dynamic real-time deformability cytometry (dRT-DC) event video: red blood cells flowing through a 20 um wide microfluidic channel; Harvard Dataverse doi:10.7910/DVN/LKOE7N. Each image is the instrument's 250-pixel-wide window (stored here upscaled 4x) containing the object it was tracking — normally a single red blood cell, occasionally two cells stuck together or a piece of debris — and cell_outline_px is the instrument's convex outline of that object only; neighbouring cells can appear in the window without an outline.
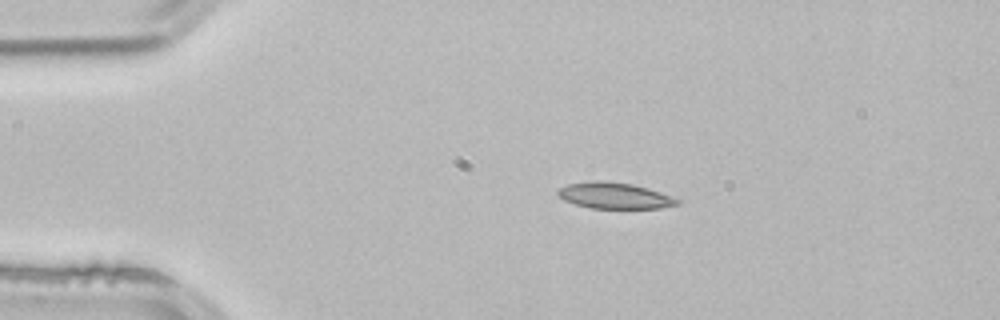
{"species": "common noctule bat (a hibernating species)", "species_latin": "Nyctalus noctula", "temperature_condition": "room temperature", "stored_images_in_passage": 2, "camera_frame_rate_fps": 3000, "um_per_image_px": 0.085, "animal": {"sex": "male", "body_mass_g": 21.5, "forearm_length_mm": 52.0}, "frame": {"image": 1, "passage_image": 1, "time_ms": 0.0, "image_size_px": [1000, 320], "cell_outline_px": [[684, 200], [680, 204], [660, 208], [592, 208], [576, 204], [564, 200], [556, 192], [560, 188], [568, 184], [592, 180], [600, 180], [632, 184], [648, 188]], "centroid_in_image_um": [52.29, 16.62], "position_along_channel_um": 32.7, "area_um2": 18.21}}
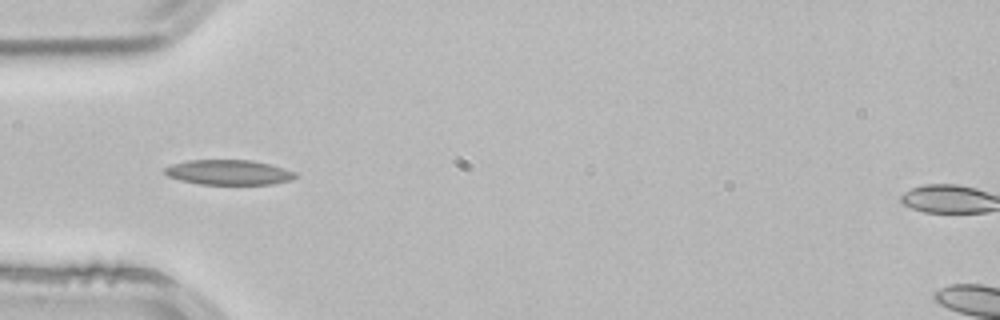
{"frame": {"image": 2, "passage_image": 2, "time_ms": 0.333, "image_size_px": [1000, 320], "cell_outline_px": [[300, 176], [292, 180], [272, 184], [200, 184], [180, 180], [168, 176], [164, 172], [164, 168], [172, 164], [188, 160], [252, 160], [284, 168], [296, 172]], "centroid_in_image_um": [19.47, 14.65], "position_along_channel_um": 65.5, "area_um2": 19.07}}